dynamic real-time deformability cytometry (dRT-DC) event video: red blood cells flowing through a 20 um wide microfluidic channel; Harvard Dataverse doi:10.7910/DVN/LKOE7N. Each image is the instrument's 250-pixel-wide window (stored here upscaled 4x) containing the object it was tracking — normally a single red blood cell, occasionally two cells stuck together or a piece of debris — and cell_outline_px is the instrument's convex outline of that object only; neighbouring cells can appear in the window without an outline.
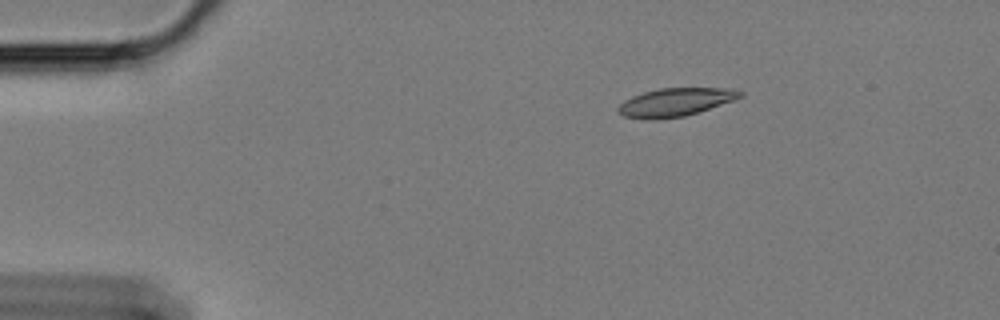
{"species": "Egyptian fruit bat (a non-hibernating species)", "species_latin": "Rousettus aegyptiacus", "temperature_condition": "cold", "stored_images_in_passage": 50, "camera_frame_rate_fps": 3000, "um_per_image_px": 0.085, "animal": {"sex": "female"}, "frame": {"image": 1, "passage_image": 1, "time_ms": 0.0, "image_size_px": [1000, 320], "cell_outline_px": [[744, 96], [684, 116], [652, 120], [648, 120], [624, 116], [616, 112], [616, 108], [624, 100], [632, 96], [644, 92], [660, 88], [732, 88], [744, 92]], "centroid_in_image_um": [57.36, 8.68], "position_along_channel_um": 27.6, "area_um2": 19.94}}
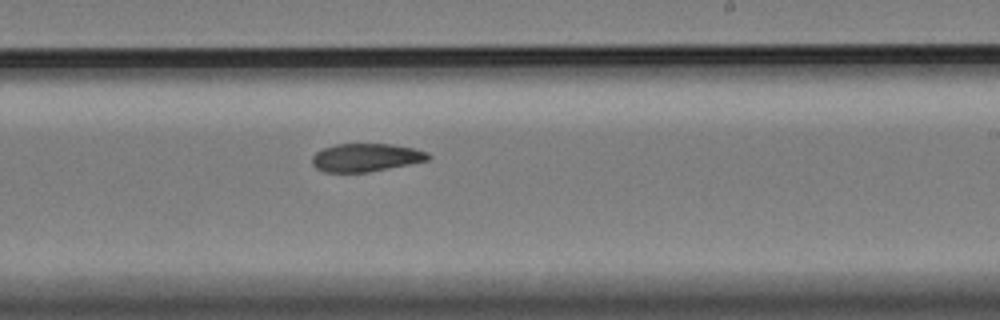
{"frame": {"image": 2, "passage_image": 27, "time_ms": 8.667, "image_size_px": [1000, 320], "cell_outline_px": [[432, 156], [428, 160], [368, 172], [324, 172], [316, 168], [312, 164], [312, 156], [316, 152], [324, 148], [336, 144], [392, 144], [412, 148], [428, 152]], "centroid_in_image_um": [31.09, 13.39], "position_along_channel_um": 257.9, "area_um2": 18.9}}
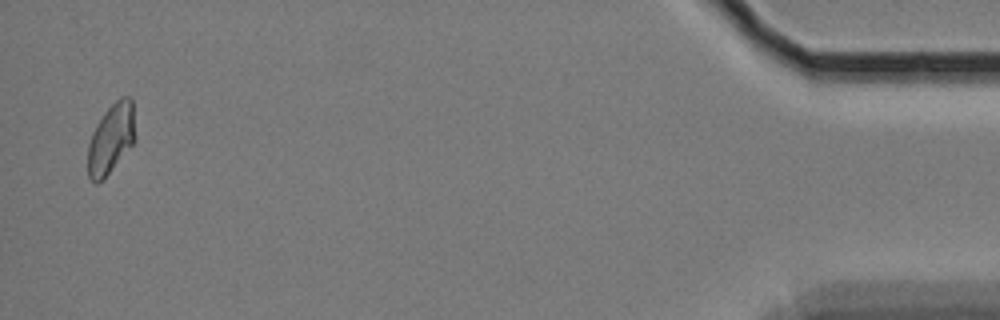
{"frame": {"image": 3, "passage_image": 49, "time_ms": 16.0, "image_size_px": [1000, 320], "cell_outline_px": [[136, 140], [104, 180], [96, 184], [88, 176], [88, 144], [92, 132], [96, 124], [104, 112], [120, 96], [132, 96], [136, 136]], "centroid_in_image_um": [9.46, 11.78], "position_along_channel_um": 425.7, "area_um2": 19.71}}